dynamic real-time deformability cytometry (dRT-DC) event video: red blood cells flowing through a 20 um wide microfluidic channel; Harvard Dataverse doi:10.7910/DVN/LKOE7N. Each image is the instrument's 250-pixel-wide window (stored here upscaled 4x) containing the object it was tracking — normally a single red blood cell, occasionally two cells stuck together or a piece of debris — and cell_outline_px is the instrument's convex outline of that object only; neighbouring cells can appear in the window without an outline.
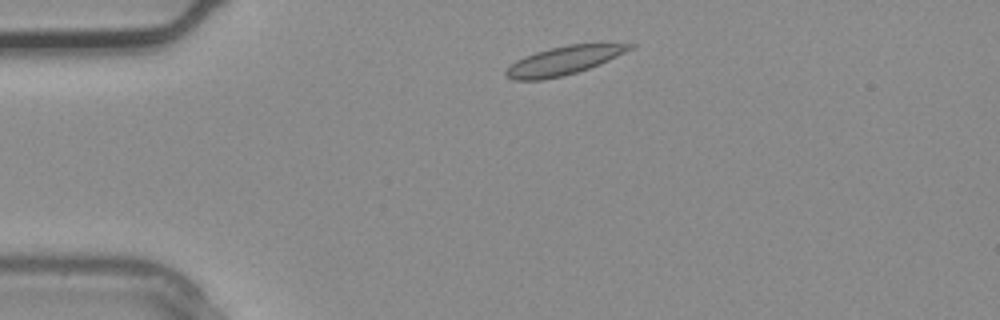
{"species": "common noctule bat (a hibernating species)", "species_latin": "Nyctalus noctula", "temperature_condition": "warm", "stored_images_in_passage": 2, "camera_frame_rate_fps": 3000, "um_per_image_px": 0.085, "animal": {"sex": "male", "body_mass_g": 20.4}, "frame": {"image": 1, "passage_image": 2, "time_ms": 0.333, "image_size_px": [1000, 320], "cell_outline_px": [[636, 44], [632, 48], [600, 64], [576, 72], [544, 80], [512, 80], [504, 76], [504, 72], [516, 60], [524, 56], [536, 52], [568, 44]], "centroid_in_image_um": [47.84, 5.16], "position_along_channel_um": 37.2, "area_um2": 20.17}}